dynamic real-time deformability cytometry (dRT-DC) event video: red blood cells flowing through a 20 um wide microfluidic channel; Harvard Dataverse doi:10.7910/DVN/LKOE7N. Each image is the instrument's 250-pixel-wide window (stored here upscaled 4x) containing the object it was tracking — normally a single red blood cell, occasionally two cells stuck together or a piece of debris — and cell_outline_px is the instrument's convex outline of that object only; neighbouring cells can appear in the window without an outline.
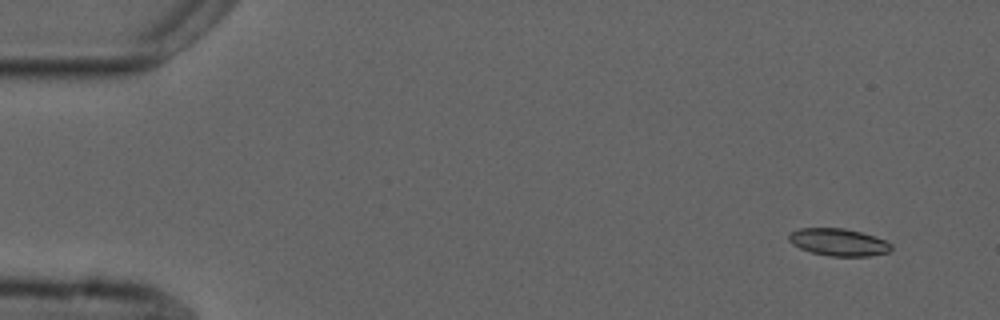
{"species": "common noctule bat (a hibernating species)", "species_latin": "Nyctalus noctula", "temperature_condition": "cold", "stored_images_in_passage": 52, "camera_frame_rate_fps": 3000, "um_per_image_px": 0.085, "animal": {"sex": "male", "forearm_length_mm": 52.5}, "frame": {"image": 1, "passage_image": 1, "time_ms": 0.0, "image_size_px": [1000, 320], "cell_outline_px": [[892, 248], [888, 252], [868, 256], [828, 256], [812, 252], [800, 248], [792, 244], [788, 240], [788, 236], [792, 232], [800, 228], [844, 228], [876, 236], [892, 244]], "centroid_in_image_um": [71.28, 20.58], "position_along_channel_um": 13.7, "area_um2": 16.24}}
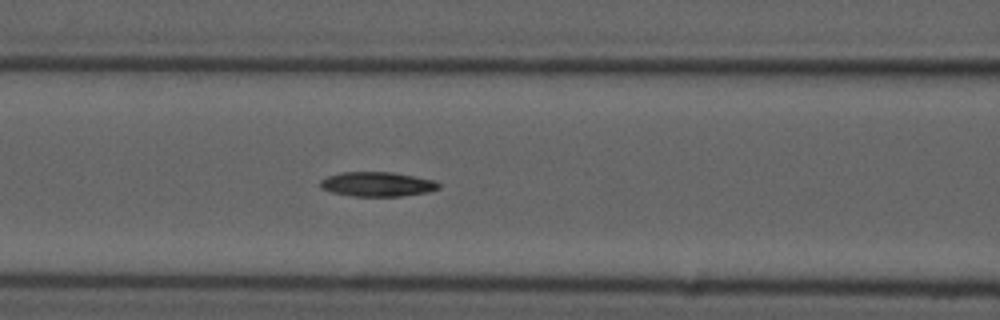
{"frame": {"image": 2, "passage_image": 20, "time_ms": 6.333, "image_size_px": [1000, 320], "cell_outline_px": [[440, 188], [428, 192], [400, 196], [352, 196], [332, 192], [320, 188], [320, 180], [328, 176], [344, 172], [392, 172], [436, 180], [440, 184]], "centroid_in_image_um": [32.09, 15.65], "position_along_channel_um": 134.5, "area_um2": 16.94}}
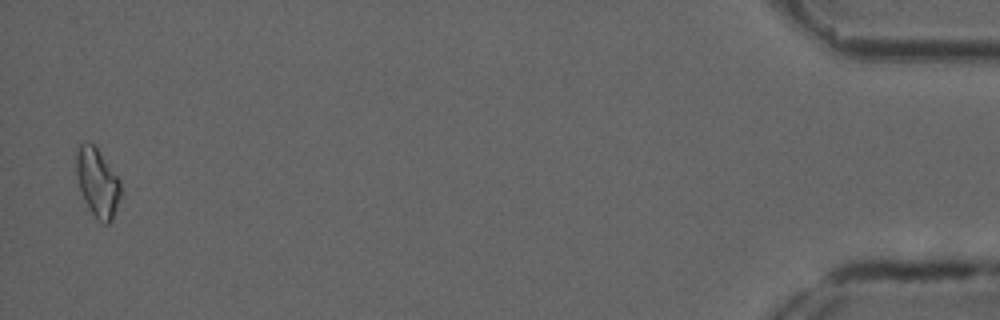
{"frame": {"image": 3, "passage_image": 51, "time_ms": 16.667, "image_size_px": [1000, 320], "cell_outline_px": [[120, 196], [112, 220], [108, 224], [104, 224], [88, 208], [80, 192], [76, 172], [76, 152], [80, 144], [84, 140], [92, 144], [96, 148], [120, 180]], "centroid_in_image_um": [8.26, 15.51], "position_along_channel_um": 426.9, "area_um2": 17.46}}